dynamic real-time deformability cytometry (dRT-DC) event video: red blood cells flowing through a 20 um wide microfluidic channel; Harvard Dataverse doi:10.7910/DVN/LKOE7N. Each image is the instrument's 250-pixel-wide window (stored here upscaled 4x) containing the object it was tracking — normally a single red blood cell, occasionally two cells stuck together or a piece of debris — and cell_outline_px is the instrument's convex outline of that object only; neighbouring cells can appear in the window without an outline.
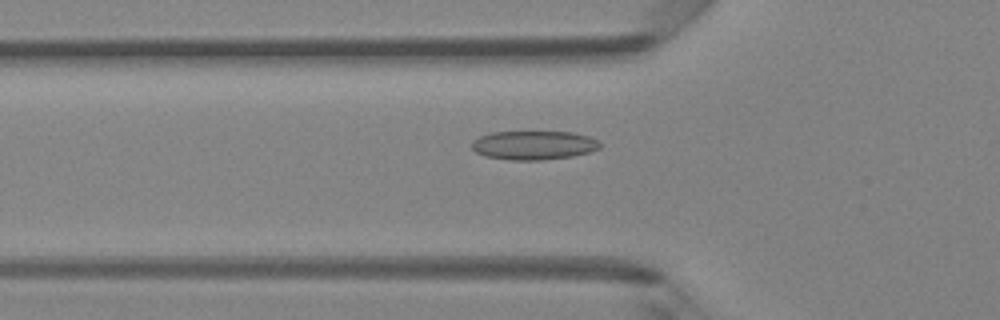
{"species": "Egyptian fruit bat (a non-hibernating species)", "species_latin": "Rousettus aegyptiacus", "temperature_condition": "room temperature", "stored_images_in_passage": 49, "camera_frame_rate_fps": 3000, "um_per_image_px": 0.085, "animal": {"sex": "female"}, "frame": {"image": 1, "passage_image": 17, "time_ms": 5.333, "image_size_px": [1000, 320], "cell_outline_px": [[600, 148], [592, 152], [572, 156], [544, 160], [508, 160], [484, 156], [476, 152], [472, 148], [472, 144], [480, 136], [492, 132], [572, 132], [588, 136], [600, 140]], "centroid_in_image_um": [45.41, 12.35], "position_along_channel_um": 80.4, "area_um2": 21.68}}
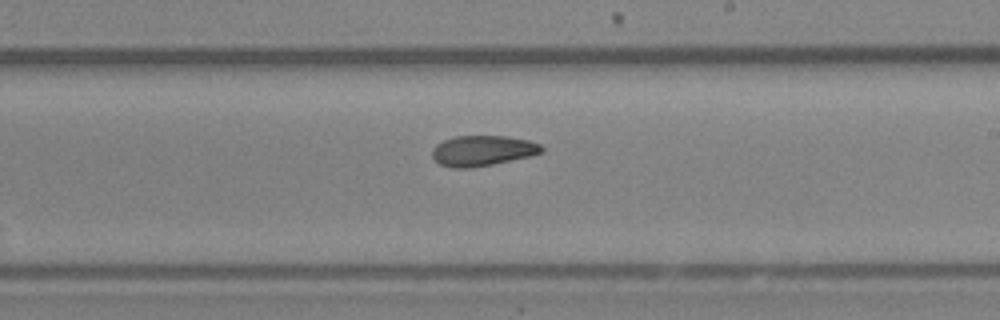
{"frame": {"image": 2, "passage_image": 29, "time_ms": 9.333, "image_size_px": [1000, 320], "cell_outline_px": [[544, 152], [528, 156], [492, 164], [472, 168], [452, 168], [440, 164], [432, 156], [432, 148], [436, 144], [444, 140], [456, 136], [504, 136], [528, 140], [540, 144], [544, 148]], "centroid_in_image_um": [41.0, 12.81], "position_along_channel_um": 248.0, "area_um2": 19.31}}
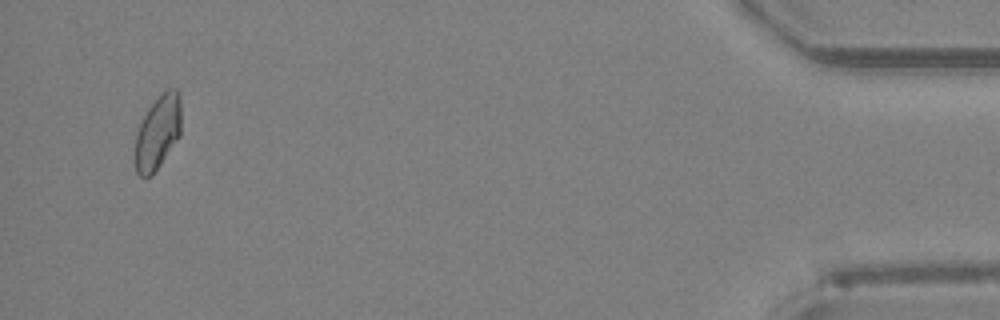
{"frame": {"image": 3, "passage_image": 47, "time_ms": 15.333, "image_size_px": [1000, 320], "cell_outline_px": [[180, 136], [152, 176], [144, 180], [136, 172], [136, 132], [148, 108], [168, 88], [176, 88], [180, 96]], "centroid_in_image_um": [13.42, 11.29], "position_along_channel_um": 421.8, "area_um2": 19.71}, "authors_computed_cell_mechanics": {"area_um2": 19.9988, "velocity_mm_per_s": 4.1996, "shape_relaxation_time_tau1_ms": null, "shape_relaxation_time_tau2_ms": 2.9478, "deformation_change_tau1": null, "deformation_change_tau2": 0.0667}}